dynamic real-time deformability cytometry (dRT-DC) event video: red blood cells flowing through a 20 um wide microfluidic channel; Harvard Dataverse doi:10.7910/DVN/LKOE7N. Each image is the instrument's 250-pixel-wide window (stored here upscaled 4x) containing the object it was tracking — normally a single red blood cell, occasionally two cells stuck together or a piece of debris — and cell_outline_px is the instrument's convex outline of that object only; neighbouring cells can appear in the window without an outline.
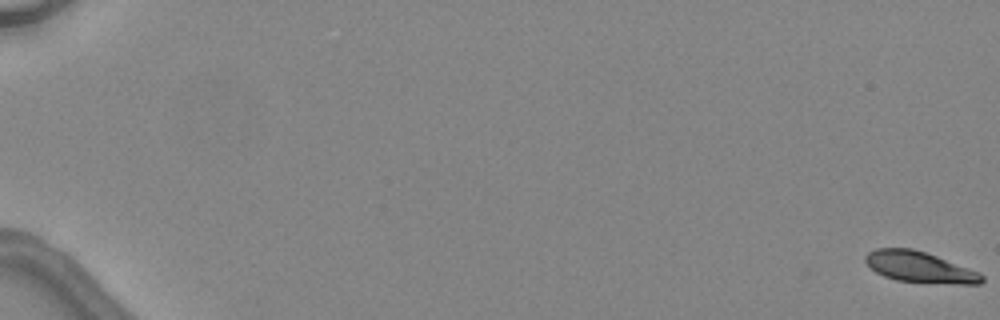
{"species": "common noctule bat (a hibernating species)", "species_latin": "Nyctalus noctula", "temperature_condition": "warm", "stored_images_in_passage": 7, "camera_frame_rate_fps": 3000, "um_per_image_px": 0.085, "animal": {"sex": "female", "body_mass_g": 24.6, "forearm_length_mm": 56.2}, "frame": {"image": 1, "passage_image": 1, "time_ms": 0.0, "image_size_px": [1000, 320], "cell_outline_px": [[984, 280], [980, 284], [956, 284], [896, 280], [884, 276], [876, 272], [864, 260], [864, 256], [868, 252], [876, 248], [912, 248], [936, 256], [980, 272], [984, 276]], "centroid_in_image_um": [78.18, 22.7], "position_along_channel_um": 6.8, "area_um2": 20.81}}
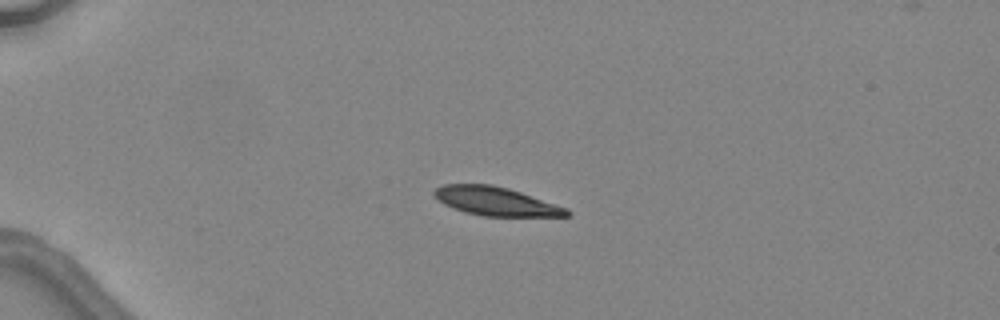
{"frame": {"image": 2, "passage_image": 5, "time_ms": 4.667, "image_size_px": [1000, 320], "cell_outline_px": [[572, 212], [568, 216], [484, 216], [464, 212], [452, 208], [444, 204], [432, 196], [432, 192], [436, 188], [444, 184], [492, 184], [508, 188], [568, 208]], "centroid_in_image_um": [42.12, 17.11], "position_along_channel_um": 42.9, "area_um2": 22.2}}